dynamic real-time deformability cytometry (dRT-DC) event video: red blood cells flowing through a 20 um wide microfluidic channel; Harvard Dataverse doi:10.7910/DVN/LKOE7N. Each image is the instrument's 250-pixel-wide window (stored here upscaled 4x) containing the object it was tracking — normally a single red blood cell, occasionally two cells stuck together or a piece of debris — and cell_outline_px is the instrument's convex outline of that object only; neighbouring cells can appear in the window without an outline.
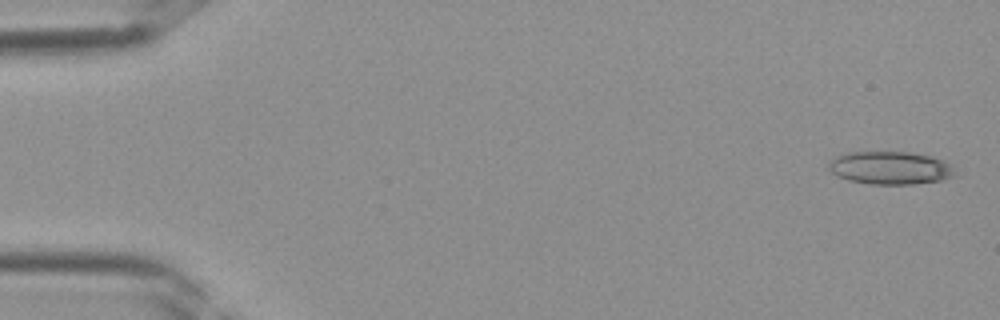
{"species": "Egyptian fruit bat (a non-hibernating species)", "species_latin": "Rousettus aegyptiacus", "temperature_condition": "room temperature", "stored_images_in_passage": 38, "camera_frame_rate_fps": 3000, "um_per_image_px": 0.085, "frame": {"image": 1, "passage_image": 1, "time_ms": 0.0, "image_size_px": [1000, 320], "cell_outline_px": [[960, 176], [940, 180], [912, 184], [868, 184], [848, 180], [836, 176], [828, 168], [828, 160], [836, 156], [848, 152], [908, 152], [932, 156], [944, 160]], "centroid_in_image_um": [75.66, 14.27], "position_along_channel_um": 9.3, "area_um2": 24.51}}
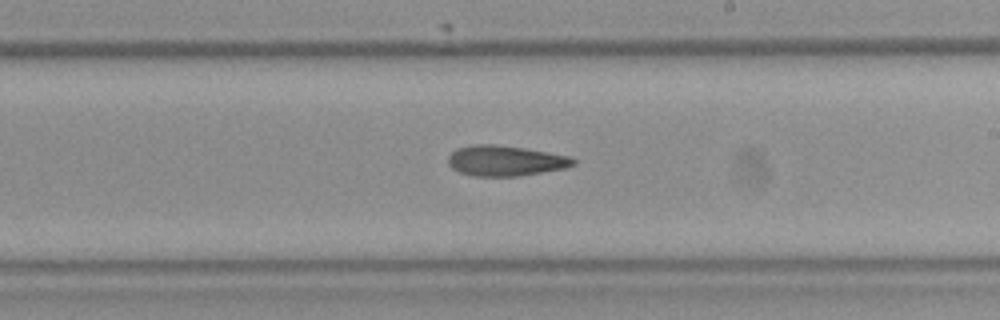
{"frame": {"image": 2, "passage_image": 22, "time_ms": 7.0, "image_size_px": [1000, 320], "cell_outline_px": [[576, 164], [568, 168], [520, 176], [476, 176], [460, 172], [452, 168], [448, 164], [448, 156], [456, 148], [476, 144], [492, 144], [524, 148], [572, 156], [576, 160]], "centroid_in_image_um": [43.0, 13.66], "position_along_channel_um": 246.0, "area_um2": 22.37}}
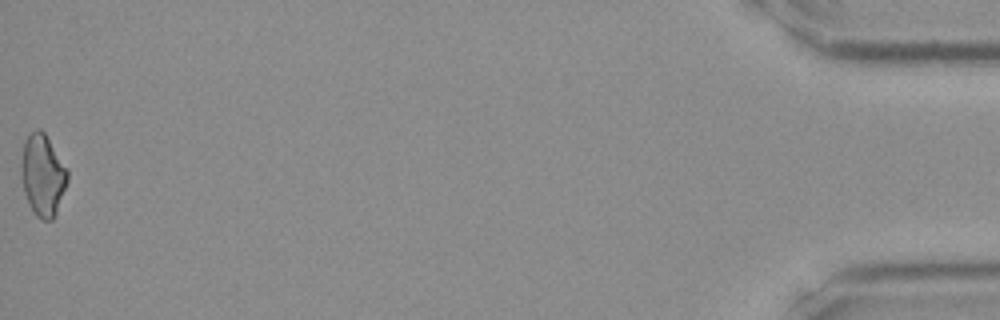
{"frame": {"image": 3, "passage_image": 38, "time_ms": 12.333, "image_size_px": [1000, 320], "cell_outline_px": [[68, 180], [56, 216], [52, 220], [44, 220], [36, 216], [28, 204], [24, 192], [20, 172], [20, 168], [24, 140], [36, 128], [40, 128], [44, 132], [68, 168]], "centroid_in_image_um": [3.64, 14.9], "position_along_channel_um": 431.6, "area_um2": 22.37}}